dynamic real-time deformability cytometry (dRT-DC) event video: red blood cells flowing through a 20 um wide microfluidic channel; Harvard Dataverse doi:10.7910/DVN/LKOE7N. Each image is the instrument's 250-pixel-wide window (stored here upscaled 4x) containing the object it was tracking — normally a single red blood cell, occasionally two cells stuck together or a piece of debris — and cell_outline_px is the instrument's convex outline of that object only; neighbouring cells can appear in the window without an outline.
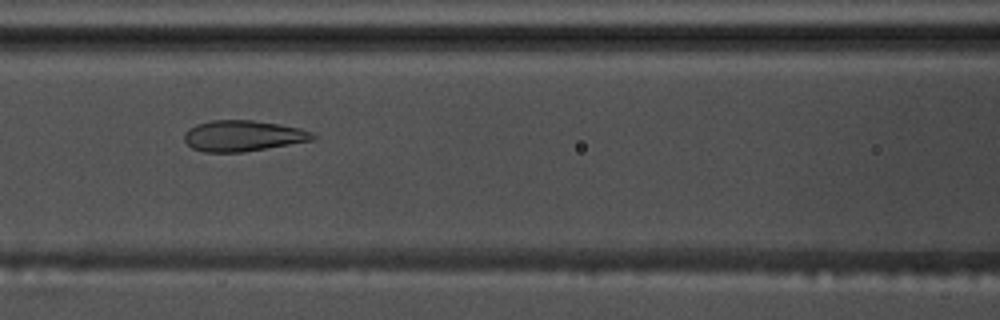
{"species": "common noctule bat (a hibernating species)", "species_latin": "Nyctalus noctula", "temperature_condition": "warm", "stored_images_in_passage": 56, "camera_frame_rate_fps": 3000, "um_per_image_px": 0.085, "animal": {"sex": "male", "body_mass_g": 17.5, "forearm_length_mm": 52.3}, "frame": {"image": 1, "passage_image": 25, "time_ms": 8.0, "image_size_px": [1000, 320], "cell_outline_px": [[316, 140], [244, 152], [204, 152], [192, 148], [184, 140], [184, 132], [188, 128], [196, 124], [212, 120], [252, 120], [280, 124], [300, 128], [312, 132], [316, 136]], "centroid_in_image_um": [20.66, 11.54], "position_along_channel_um": 145.9, "area_um2": 23.35}}
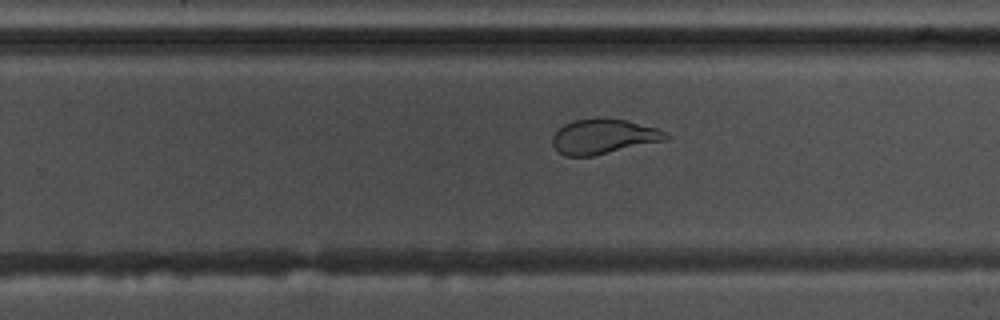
{"frame": {"image": 2, "passage_image": 36, "time_ms": 11.667, "image_size_px": [1000, 320], "cell_outline_px": [[672, 136], [668, 140], [592, 156], [564, 156], [552, 144], [552, 136], [564, 124], [572, 120], [624, 120], [656, 128]], "centroid_in_image_um": [51.31, 11.64], "position_along_channel_um": 278.5, "area_um2": 22.48}}
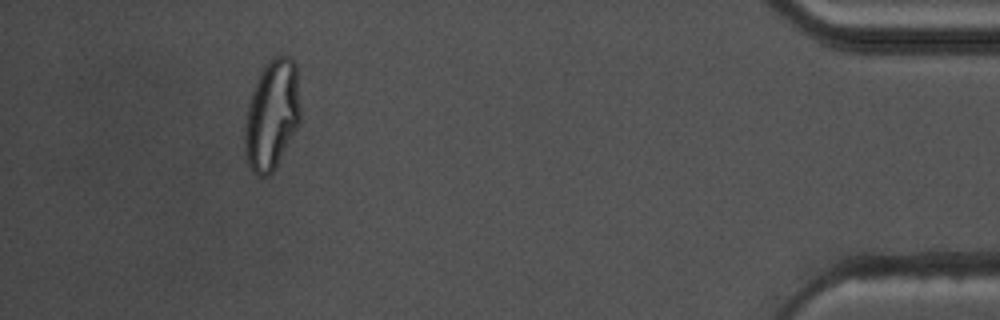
{"frame": {"image": 3, "passage_image": 52, "time_ms": 17.0, "image_size_px": [1000, 320], "cell_outline_px": [[300, 124], [272, 172], [268, 176], [260, 176], [252, 172], [248, 164], [244, 148], [244, 128], [248, 104], [256, 80], [260, 72], [272, 56], [288, 56], [296, 64], [300, 108]], "centroid_in_image_um": [23.11, 9.77], "position_along_channel_um": 412.1, "area_um2": 35.72}, "authors_computed_cell_mechanics": {"area_um2": 27.3683, "velocity_mm_per_s": 3.6277, "shape_relaxation_time_tau1_ms": null, "shape_relaxation_time_tau2_ms": 0.8476, "deformation_change_tau1": null, "deformation_change_tau2": 0.0848}}